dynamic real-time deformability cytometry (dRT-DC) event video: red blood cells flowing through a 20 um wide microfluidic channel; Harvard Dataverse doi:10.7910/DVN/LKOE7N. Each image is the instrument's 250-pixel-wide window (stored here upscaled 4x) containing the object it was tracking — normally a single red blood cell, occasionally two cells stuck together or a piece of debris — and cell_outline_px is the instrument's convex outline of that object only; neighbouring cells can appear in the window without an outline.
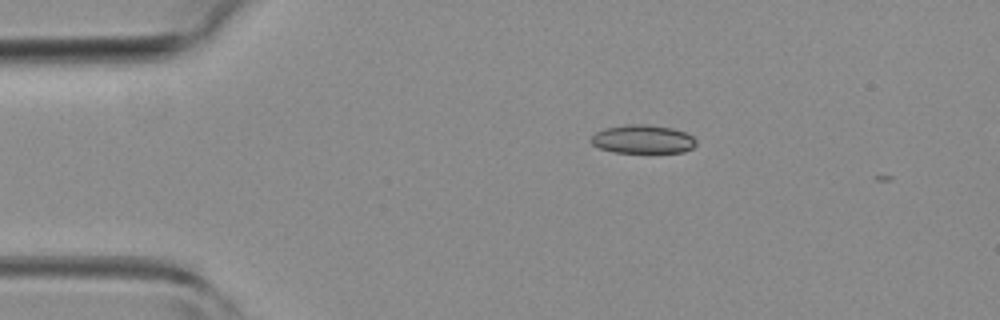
{"species": "common noctule bat (a hibernating species)", "species_latin": "Nyctalus noctula", "temperature_condition": "room temperature", "stored_images_in_passage": 2, "camera_frame_rate_fps": 3000, "um_per_image_px": 0.085, "animal": {"sex": "female", "body_mass_g": 19.3, "forearm_length_mm": 54.1}, "frame": {"image": 1, "passage_image": 1, "time_ms": 0.0, "image_size_px": [1000, 320], "cell_outline_px": [[696, 144], [692, 148], [684, 152], [612, 152], [600, 148], [592, 144], [592, 136], [596, 132], [604, 128], [624, 124], [648, 124], [672, 128], [684, 132], [692, 136], [696, 140]], "centroid_in_image_um": [54.64, 11.82], "position_along_channel_um": 30.4, "area_um2": 17.46}}